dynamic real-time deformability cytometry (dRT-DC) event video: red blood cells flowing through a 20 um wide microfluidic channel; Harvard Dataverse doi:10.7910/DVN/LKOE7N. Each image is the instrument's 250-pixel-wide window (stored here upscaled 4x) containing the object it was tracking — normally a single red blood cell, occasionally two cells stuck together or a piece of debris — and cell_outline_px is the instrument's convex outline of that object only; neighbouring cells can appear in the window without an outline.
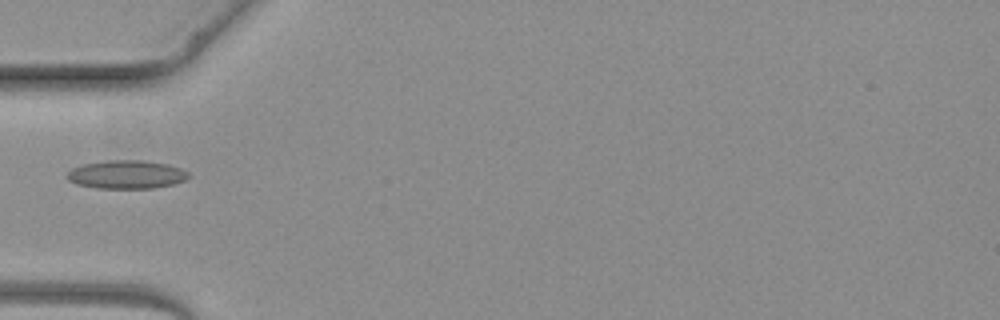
{"species": "common noctule bat (a hibernating species)", "species_latin": "Nyctalus noctula", "temperature_condition": "warm", "stored_images_in_passage": 2, "camera_frame_rate_fps": 3000, "um_per_image_px": 0.085, "animal": {"sex": "female", "body_mass_g": 19.3, "forearm_length_mm": 54.1}, "frame": {"image": 1, "passage_image": 2, "time_ms": 1.0, "image_size_px": [1000, 320], "cell_outline_px": [[188, 176], [184, 180], [172, 184], [152, 188], [96, 188], [76, 184], [68, 180], [64, 176], [72, 168], [84, 164], [108, 160], [144, 160], [168, 164], [180, 168], [188, 172]], "centroid_in_image_um": [10.71, 14.83], "position_along_channel_um": 74.3, "area_um2": 20.06}}